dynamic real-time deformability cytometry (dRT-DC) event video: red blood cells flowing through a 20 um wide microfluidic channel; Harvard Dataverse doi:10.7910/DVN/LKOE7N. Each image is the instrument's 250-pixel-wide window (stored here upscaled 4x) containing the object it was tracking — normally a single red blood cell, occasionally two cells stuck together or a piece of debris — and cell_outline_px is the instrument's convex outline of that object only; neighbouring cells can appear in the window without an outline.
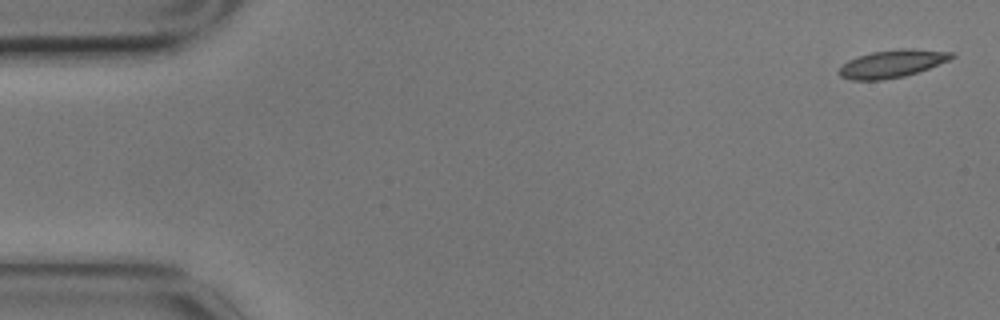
{"species": "common noctule bat (a hibernating species)", "species_latin": "Nyctalus noctula", "temperature_condition": "cold", "stored_images_in_passage": 4, "camera_frame_rate_fps": 3000, "um_per_image_px": 0.085, "animal": {"sex": "male", "body_mass_g": 17.9}, "frame": {"image": 1, "passage_image": 1, "time_ms": 0.0, "image_size_px": [1000, 320], "cell_outline_px": [[956, 56], [948, 60], [928, 68], [904, 76], [880, 80], [852, 80], [840, 76], [836, 72], [848, 60], [872, 52], [900, 48], [912, 48], [956, 52]], "centroid_in_image_um": [75.85, 5.4], "position_along_channel_um": 9.2, "area_um2": 18.09}}
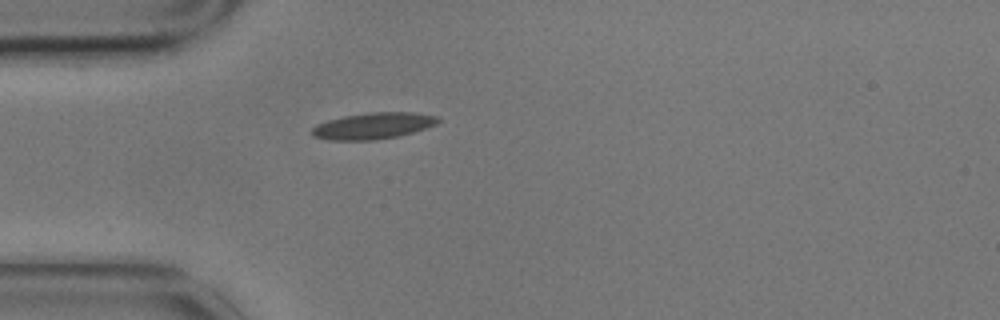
{"frame": {"image": 2, "passage_image": 4, "time_ms": 1.0, "image_size_px": [1000, 320], "cell_outline_px": [[440, 120], [436, 124], [400, 136], [376, 140], [328, 140], [312, 136], [312, 128], [316, 124], [328, 120], [344, 116], [368, 112], [412, 112], [436, 116]], "centroid_in_image_um": [31.68, 10.7], "position_along_channel_um": 53.3, "area_um2": 19.36}}